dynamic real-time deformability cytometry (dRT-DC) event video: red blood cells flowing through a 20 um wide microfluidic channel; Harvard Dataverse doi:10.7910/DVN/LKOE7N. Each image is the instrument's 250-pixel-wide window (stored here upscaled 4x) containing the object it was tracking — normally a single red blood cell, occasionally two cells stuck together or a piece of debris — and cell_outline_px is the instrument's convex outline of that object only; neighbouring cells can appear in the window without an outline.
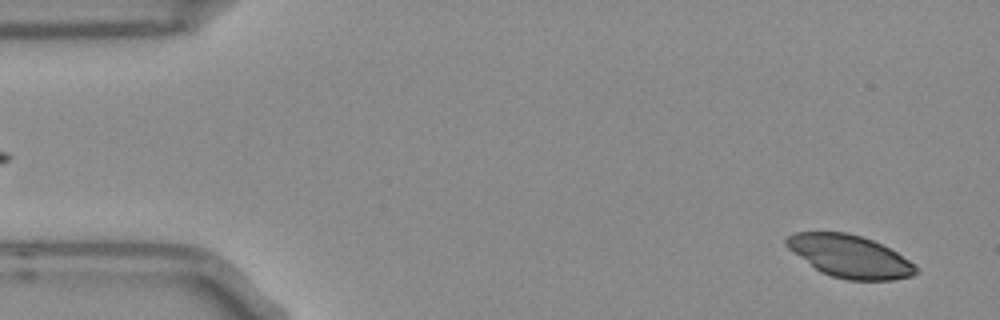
{"species": "Egyptian fruit bat (a non-hibernating species)", "species_latin": "Rousettus aegyptiacus", "temperature_condition": "room temperature", "stored_images_in_passage": 14, "camera_frame_rate_fps": 3000, "um_per_image_px": 0.085, "frame": {"image": 1, "passage_image": 2, "time_ms": 0.333, "image_size_px": [1000, 320], "cell_outline_px": [[920, 272], [912, 276], [892, 280], [848, 280], [832, 276], [820, 272], [788, 248], [784, 244], [784, 240], [788, 236], [796, 232], [848, 232], [872, 240], [896, 252], [916, 264], [920, 268]], "centroid_in_image_um": [72.26, 21.79], "position_along_channel_um": 12.7, "area_um2": 32.02}}